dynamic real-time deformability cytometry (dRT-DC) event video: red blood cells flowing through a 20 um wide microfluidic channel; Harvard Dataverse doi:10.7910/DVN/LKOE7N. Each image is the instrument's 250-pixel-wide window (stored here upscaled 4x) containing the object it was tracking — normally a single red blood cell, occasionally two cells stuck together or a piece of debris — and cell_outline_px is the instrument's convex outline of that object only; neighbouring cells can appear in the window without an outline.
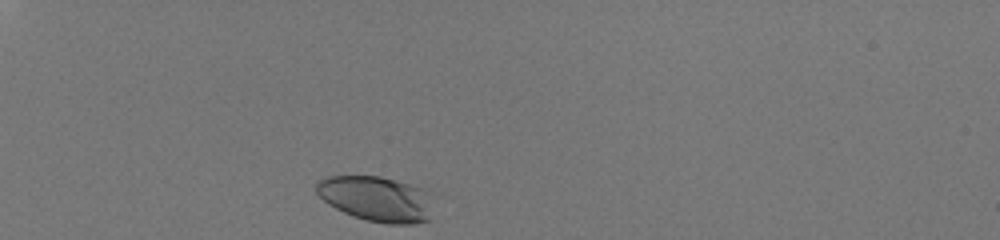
{"species": "human", "species_latin": "Homo sapiens", "temperature_condition": "room temperature", "stored_images_in_passage": 31, "camera_frame_rate_fps": 3000, "um_per_image_px": 0.085, "donor": {"sex": "male"}, "frame": {"image": 1, "passage_image": 1, "time_ms": 0.0, "image_size_px": [1000, 240], "cell_outline_px": [[432, 220], [412, 224], [388, 224], [364, 220], [352, 216], [328, 204], [316, 192], [316, 180], [328, 176], [380, 176], [408, 184], [420, 188]], "centroid_in_image_um": [31.86, 16.91], "position_along_channel_um": 53.1, "area_um2": 30.11}}
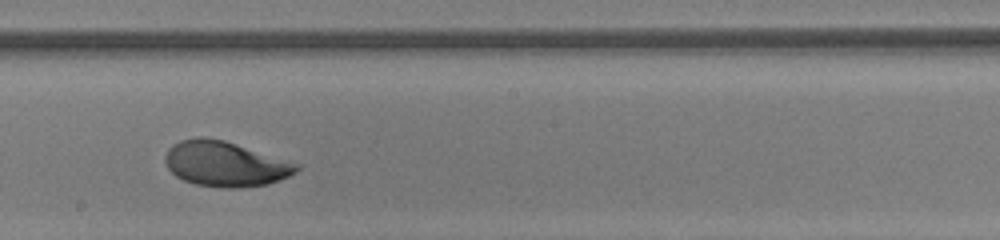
{"frame": {"image": 2, "passage_image": 18, "time_ms": 5.667, "image_size_px": [1000, 240], "cell_outline_px": [[300, 168], [296, 172], [288, 176], [268, 184], [240, 188], [220, 188], [196, 184], [184, 180], [176, 176], [168, 168], [164, 160], [164, 156], [168, 148], [172, 144], [180, 140], [200, 136], [224, 140], [300, 164]], "centroid_in_image_um": [19.12, 13.93], "position_along_channel_um": 229.1, "area_um2": 34.62}}
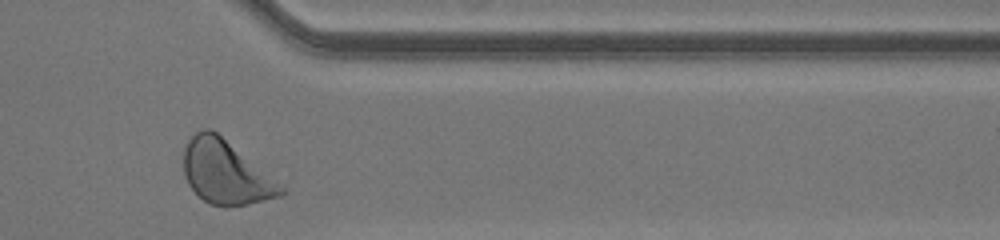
{"frame": {"image": 3, "passage_image": 30, "time_ms": 9.667, "image_size_px": [1000, 240], "cell_outline_px": [[288, 192], [284, 196], [248, 204], [228, 208], [224, 208], [208, 204], [188, 184], [184, 176], [184, 148], [188, 140], [196, 132], [204, 128], [212, 128], [284, 188]], "centroid_in_image_um": [19.16, 14.69], "position_along_channel_um": 392.2, "area_um2": 35.84}, "authors_computed_cell_mechanics": {"area_um2": 33.6974, "velocity_mm_per_s": 4.0926, "shape_relaxation_time_tau1_ms": 3.1622, "shape_relaxation_time_tau2_ms": null, "deformation_change_tau1": 0.1528, "deformation_change_tau2": null}}